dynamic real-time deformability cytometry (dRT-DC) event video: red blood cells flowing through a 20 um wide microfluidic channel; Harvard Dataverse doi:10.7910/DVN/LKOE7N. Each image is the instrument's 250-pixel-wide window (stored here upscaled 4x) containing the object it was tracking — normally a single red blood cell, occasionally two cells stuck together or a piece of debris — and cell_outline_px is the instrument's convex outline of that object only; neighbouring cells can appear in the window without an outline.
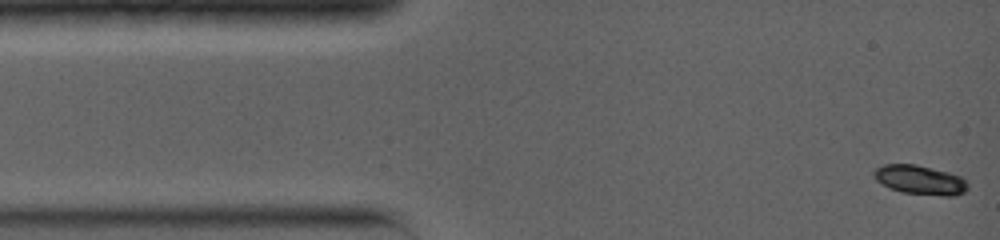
{"species": "common noctule bat (a hibernating species)", "species_latin": "Nyctalus noctula", "temperature_condition": "warm", "stored_images_in_passage": 33, "camera_frame_rate_fps": 5000, "um_per_image_px": 0.085, "animal": {"sex": "female", "body_mass_g": 19.0, "forearm_length_mm": 56.7}, "frame": {"image": 1, "passage_image": 1, "time_ms": 0.0, "image_size_px": [1000, 240], "cell_outline_px": [[968, 188], [964, 192], [952, 196], [944, 196], [900, 192], [876, 180], [872, 176], [872, 172], [876, 168], [884, 164], [916, 164], [948, 172], [960, 176], [968, 184]], "centroid_in_image_um": [78.19, 15.29], "position_along_channel_um": 6.8, "area_um2": 15.95}}
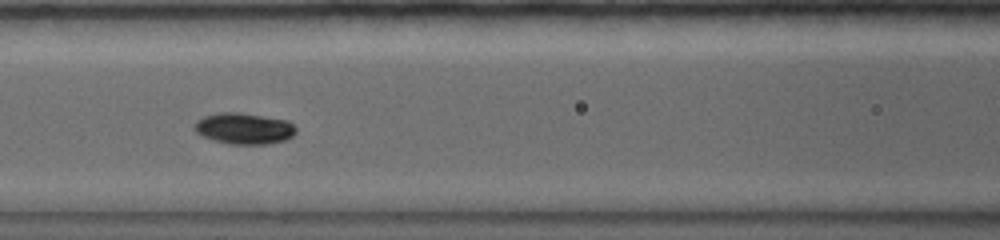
{"frame": {"image": 2, "passage_image": 14, "time_ms": 5.4, "image_size_px": [1000, 240], "cell_outline_px": [[296, 132], [292, 136], [284, 140], [268, 144], [228, 144], [212, 140], [196, 132], [192, 128], [196, 120], [204, 116], [220, 112], [240, 112], [288, 120], [296, 128]], "centroid_in_image_um": [20.72, 10.92], "position_along_channel_um": 145.9, "area_um2": 18.61}}
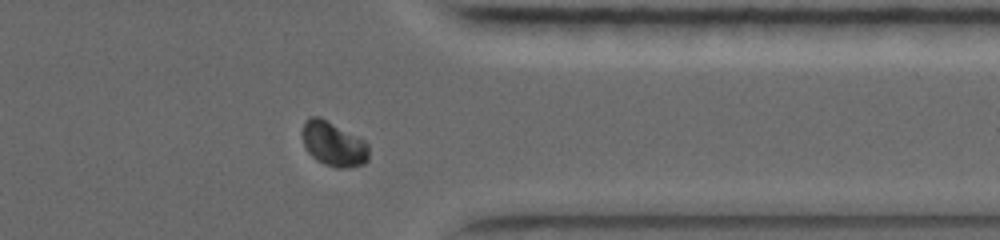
{"frame": {"image": 3, "passage_image": 29, "time_ms": 11.4, "image_size_px": [1000, 240], "cell_outline_px": [[368, 160], [364, 164], [348, 168], [336, 168], [324, 164], [316, 160], [308, 152], [304, 144], [304, 124], [308, 116], [320, 116], [364, 140], [368, 144]], "centroid_in_image_um": [28.37, 12.25], "position_along_channel_um": 383.0, "area_um2": 17.17}, "authors_computed_cell_mechanics": {"area_um2": 17.1088, "velocity_mm_per_s": 4.0154, "shape_relaxation_time_tau1_ms": 3.7333, "shape_relaxation_time_tau2_ms": 3.0428, "deformation_change_tau1": 0.1226, "deformation_change_tau2": 0.0223}}